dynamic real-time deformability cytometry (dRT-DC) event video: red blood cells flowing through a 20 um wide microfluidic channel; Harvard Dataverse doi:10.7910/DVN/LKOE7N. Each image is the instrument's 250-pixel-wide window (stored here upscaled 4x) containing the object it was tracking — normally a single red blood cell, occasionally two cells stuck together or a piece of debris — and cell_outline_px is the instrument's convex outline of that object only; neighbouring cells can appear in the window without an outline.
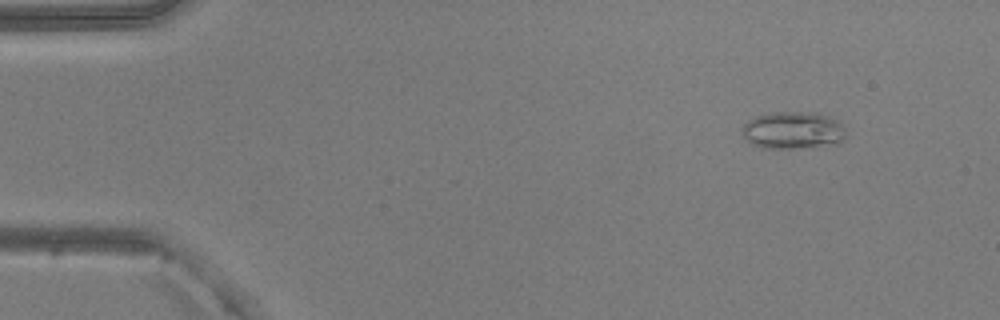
{"species": "common noctule bat (a hibernating species)", "species_latin": "Nyctalus noctula", "temperature_condition": "warm", "stored_images_in_passage": 50, "camera_frame_rate_fps": 3000, "um_per_image_px": 0.085, "animal": {"sex": "male", "body_mass_g": 20.5, "forearm_length_mm": 52.5}, "frame": {"image": 1, "passage_image": 5, "time_ms": 1.333, "image_size_px": [1000, 320], "cell_outline_px": [[844, 140], [840, 144], [800, 148], [760, 148], [744, 140], [740, 128], [748, 120], [756, 116], [772, 112], [820, 112], [832, 116], [840, 120], [844, 128]], "centroid_in_image_um": [67.42, 11.07], "position_along_channel_um": 17.6, "area_um2": 23.29}}
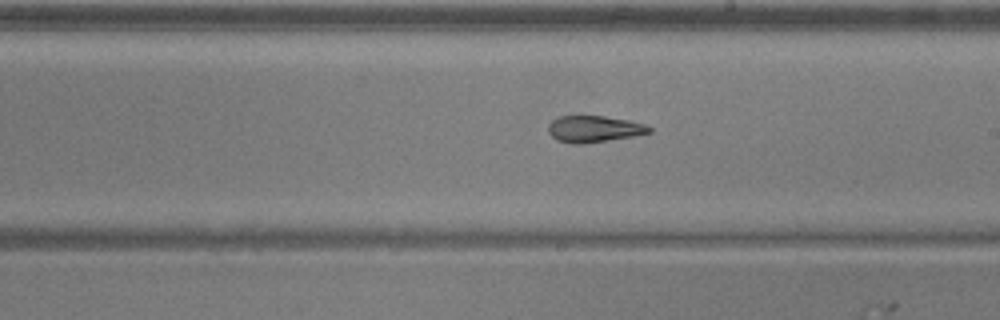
{"frame": {"image": 2, "passage_image": 29, "time_ms": 9.333, "image_size_px": [1000, 320], "cell_outline_px": [[652, 132], [636, 136], [584, 144], [572, 144], [556, 140], [548, 132], [548, 124], [556, 116], [604, 116], [628, 120], [644, 124], [652, 128]], "centroid_in_image_um": [50.48, 10.97], "position_along_channel_um": 238.5, "area_um2": 15.84}}
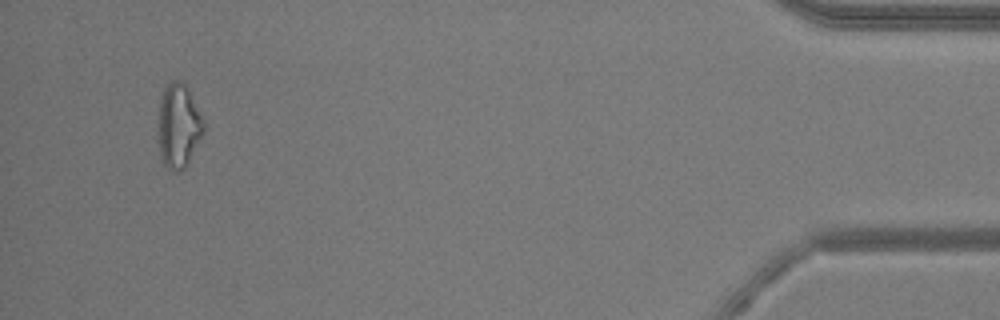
{"frame": {"image": 3, "passage_image": 48, "time_ms": 15.667, "image_size_px": [1000, 320], "cell_outline_px": [[204, 132], [184, 168], [180, 172], [172, 172], [164, 164], [160, 156], [160, 100], [164, 88], [172, 80], [180, 80], [188, 88], [204, 120]], "centroid_in_image_um": [15.2, 10.69], "position_along_channel_um": 420.0, "area_um2": 21.79}, "authors_computed_cell_mechanics": {"area_um2": 17.4267, "velocity_mm_per_s": 4.0272, "shape_relaxation_time_tau1_ms": null, "shape_relaxation_time_tau2_ms": 3.4925, "deformation_change_tau1": null, "deformation_change_tau2": 0.1108}}